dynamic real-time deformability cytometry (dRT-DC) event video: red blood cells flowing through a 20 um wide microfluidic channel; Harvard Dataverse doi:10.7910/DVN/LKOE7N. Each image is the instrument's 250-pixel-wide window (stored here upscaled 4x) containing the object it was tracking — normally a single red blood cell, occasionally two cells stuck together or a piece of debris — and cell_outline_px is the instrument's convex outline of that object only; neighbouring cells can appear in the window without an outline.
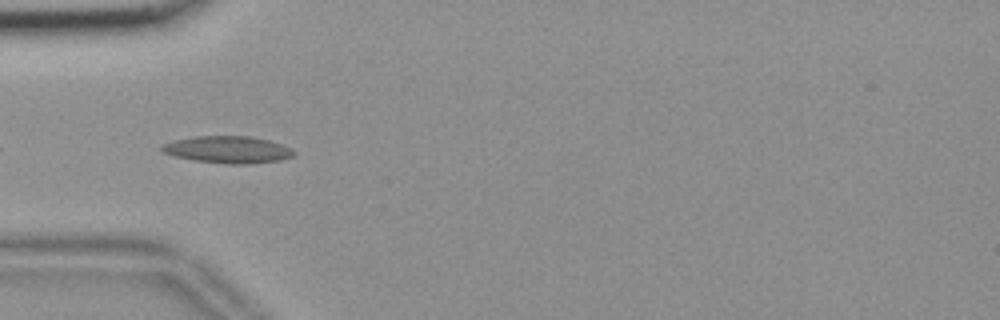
{"species": "common noctule bat (a hibernating species)", "species_latin": "Nyctalus noctula", "temperature_condition": "room temperature", "stored_images_in_passage": 16, "camera_frame_rate_fps": 3000, "um_per_image_px": 0.085, "animal": {"sex": "female", "body_mass_g": 18.4}, "frame": {"image": 1, "passage_image": 3, "time_ms": 0.667, "image_size_px": [1000, 320], "cell_outline_px": [[296, 152], [292, 156], [280, 160], [252, 164], [228, 164], [196, 160], [176, 156], [164, 152], [160, 148], [164, 144], [176, 140], [196, 136], [252, 136], [268, 140], [292, 148]], "centroid_in_image_um": [19.42, 12.72], "position_along_channel_um": 65.6, "area_um2": 20.58}}